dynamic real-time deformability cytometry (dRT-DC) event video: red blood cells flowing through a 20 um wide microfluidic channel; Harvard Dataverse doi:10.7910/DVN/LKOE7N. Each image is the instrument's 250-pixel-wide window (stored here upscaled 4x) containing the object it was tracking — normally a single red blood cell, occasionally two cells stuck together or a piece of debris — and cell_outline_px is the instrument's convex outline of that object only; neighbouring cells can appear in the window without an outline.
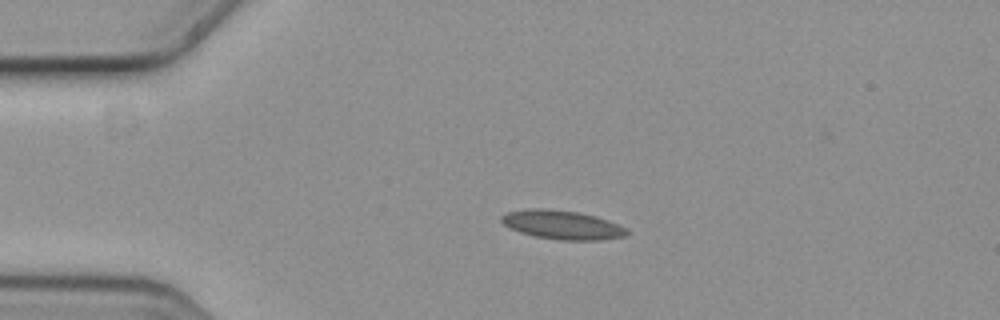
{"species": "common noctule bat (a hibernating species)", "species_latin": "Nyctalus noctula", "temperature_condition": "cold", "stored_images_in_passage": 5, "camera_frame_rate_fps": 3000, "um_per_image_px": 0.085, "animal": {"sex": "female", "body_mass_g": 19.3, "forearm_length_mm": 54.1}, "frame": {"image": 1, "passage_image": 3, "time_ms": 0.667, "image_size_px": [1000, 320], "cell_outline_px": [[628, 236], [600, 240], [560, 240], [536, 236], [520, 232], [508, 228], [500, 220], [500, 216], [508, 212], [524, 208], [548, 208], [576, 212], [596, 216], [608, 220], [628, 228]], "centroid_in_image_um": [47.79, 19.1], "position_along_channel_um": 37.2, "area_um2": 21.33}}